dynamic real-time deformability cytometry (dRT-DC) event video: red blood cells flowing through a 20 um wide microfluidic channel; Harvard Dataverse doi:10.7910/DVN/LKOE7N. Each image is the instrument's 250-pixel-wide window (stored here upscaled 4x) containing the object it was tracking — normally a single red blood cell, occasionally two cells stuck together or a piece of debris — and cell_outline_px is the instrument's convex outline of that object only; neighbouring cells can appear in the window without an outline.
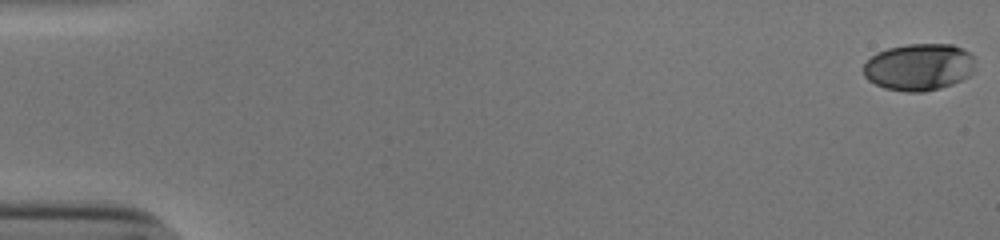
{"species": "human", "species_latin": "Homo sapiens", "temperature_condition": "cold", "stored_images_in_passage": 54, "camera_frame_rate_fps": 3000, "um_per_image_px": 0.085, "donor": {"sex": "male"}, "frame": {"image": 1, "passage_image": 1, "time_ms": 0.0, "image_size_px": [1000, 240], "cell_outline_px": [[972, 72], [968, 76], [952, 84], [940, 88], [924, 92], [908, 92], [884, 88], [868, 80], [864, 76], [864, 64], [876, 52], [888, 48], [908, 44], [952, 44], [968, 52], [972, 56]], "centroid_in_image_um": [78.07, 5.7], "position_along_channel_um": 6.9, "area_um2": 30.35}}
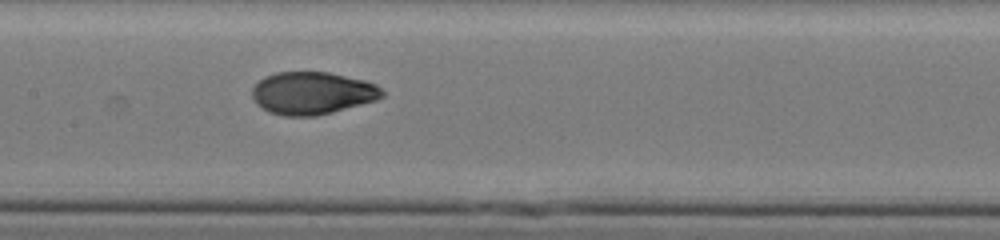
{"frame": {"image": 2, "passage_image": 28, "time_ms": 9.0, "image_size_px": [1000, 240], "cell_outline_px": [[384, 96], [376, 100], [332, 112], [316, 116], [284, 116], [268, 112], [256, 104], [252, 96], [252, 88], [264, 76], [276, 72], [328, 72], [364, 80], [376, 84], [384, 92]], "centroid_in_image_um": [26.52, 7.92], "position_along_channel_um": 180.9, "area_um2": 32.25}}
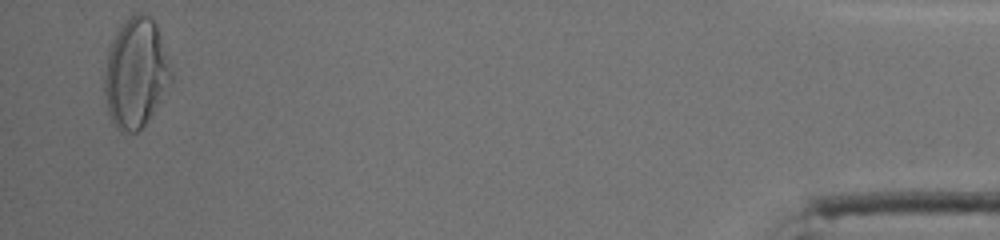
{"frame": {"image": 3, "passage_image": 53, "time_ms": 17.333, "image_size_px": [1000, 240], "cell_outline_px": [[172, 80], [152, 112], [144, 124], [136, 132], [120, 132], [112, 124], [108, 112], [104, 92], [104, 76], [108, 48], [116, 32], [136, 12], [140, 12], [148, 16], [156, 24], [172, 72]], "centroid_in_image_um": [11.51, 6.23], "position_along_channel_um": 423.7, "area_um2": 41.96}, "authors_computed_cell_mechanics": {"area_um2": 32.2524, "velocity_mm_per_s": 3.8497, "shape_relaxation_time_tau1_ms": 4.1334, "shape_relaxation_time_tau2_ms": 1.1199, "deformation_change_tau1": 0.1909, "deformation_change_tau2": 0.0413}}